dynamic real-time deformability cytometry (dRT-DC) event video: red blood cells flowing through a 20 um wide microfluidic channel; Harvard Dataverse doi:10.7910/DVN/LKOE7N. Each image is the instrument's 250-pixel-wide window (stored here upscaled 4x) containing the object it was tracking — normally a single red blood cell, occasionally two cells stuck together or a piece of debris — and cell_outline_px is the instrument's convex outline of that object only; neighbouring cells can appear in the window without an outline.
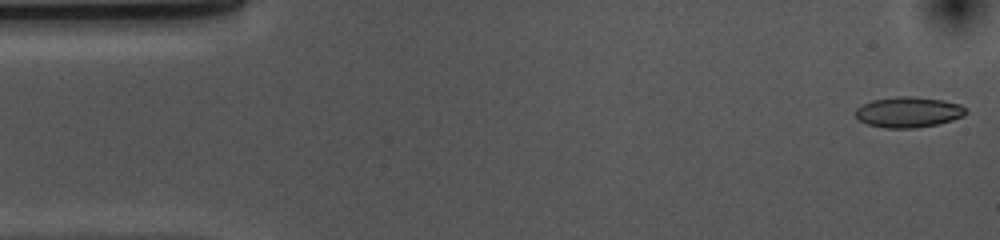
{"species": "common noctule bat (a hibernating species)", "species_latin": "Nyctalus noctula", "temperature_condition": "cold", "stored_images_in_passage": 53, "camera_frame_rate_fps": 3000, "um_per_image_px": 0.085, "animal": {"sex": "female", "body_mass_g": 10.0, "forearm_length_mm": 53.1}, "frame": {"image": 1, "passage_image": 1, "time_ms": 0.0, "image_size_px": [1000, 240], "cell_outline_px": [[968, 112], [964, 116], [952, 120], [936, 124], [916, 128], [884, 128], [868, 124], [860, 120], [856, 116], [856, 108], [872, 100], [900, 96], [916, 96], [944, 100], [960, 104], [968, 108]], "centroid_in_image_um": [77.27, 9.52], "position_along_channel_um": 7.7, "area_um2": 19.77}}
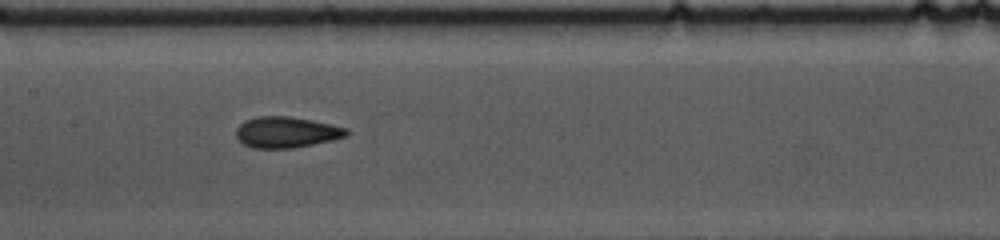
{"frame": {"image": 2, "passage_image": 24, "time_ms": 7.667, "image_size_px": [1000, 240], "cell_outline_px": [[348, 136], [332, 140], [292, 148], [252, 148], [244, 144], [236, 136], [236, 128], [240, 124], [256, 116], [288, 116], [312, 120], [332, 124], [348, 128]], "centroid_in_image_um": [24.36, 11.23], "position_along_channel_um": 183.0, "area_um2": 19.88}}
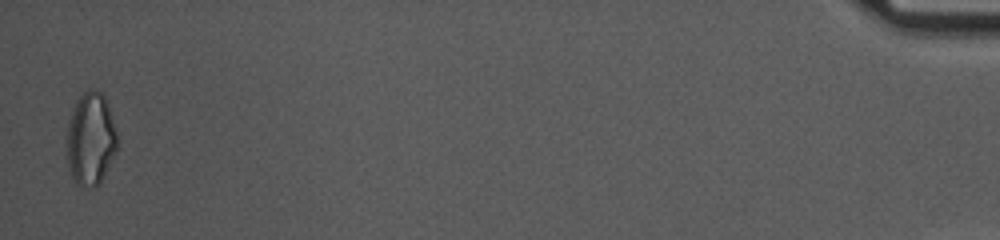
{"frame": {"image": 3, "passage_image": 52, "time_ms": 17.0, "image_size_px": [1000, 240], "cell_outline_px": [[116, 152], [100, 184], [96, 188], [80, 188], [76, 184], [68, 168], [64, 132], [72, 112], [80, 96], [88, 88], [96, 88], [104, 96], [108, 104], [116, 132]], "centroid_in_image_um": [7.67, 11.86], "position_along_channel_um": 427.5, "area_um2": 27.92}, "authors_computed_cell_mechanics": {"area_um2": 19.7676, "velocity_mm_per_s": 3.6814, "shape_relaxation_time_tau1_ms": 7.3932, "shape_relaxation_time_tau2_ms": 2.0701, "deformation_change_tau1": 0.1535, "deformation_change_tau2": 0.0827}}